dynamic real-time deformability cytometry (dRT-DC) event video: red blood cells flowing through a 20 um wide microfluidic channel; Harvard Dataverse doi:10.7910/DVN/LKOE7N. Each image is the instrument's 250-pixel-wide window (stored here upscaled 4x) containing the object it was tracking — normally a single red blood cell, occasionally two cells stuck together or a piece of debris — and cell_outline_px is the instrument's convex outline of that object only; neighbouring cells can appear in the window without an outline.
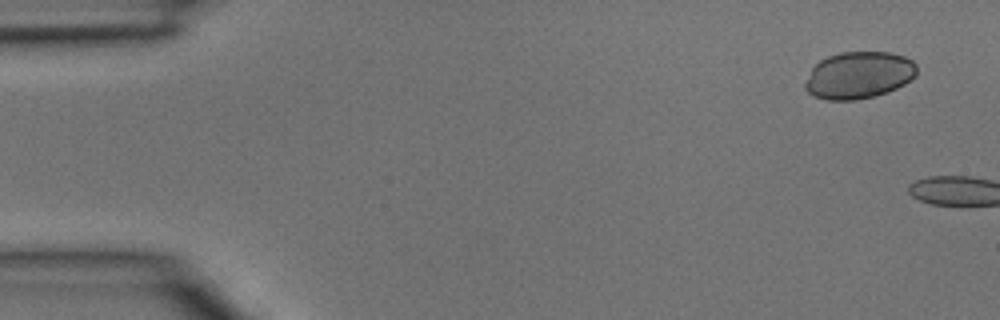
{"species": "common noctule bat (a hibernating species)", "species_latin": "Nyctalus noctula", "temperature_condition": "room temperature", "stored_images_in_passage": 3, "camera_frame_rate_fps": 3000, "um_per_image_px": 0.085, "animal": {"sex": "male", "body_mass_g": 15.6}, "frame": {"image": 1, "passage_image": 1, "time_ms": 0.0, "image_size_px": [1000, 320], "cell_outline_px": [[916, 76], [904, 84], [888, 92], [856, 100], [828, 100], [812, 96], [804, 88], [804, 84], [812, 68], [820, 60], [828, 56], [840, 52], [892, 52], [904, 56], [912, 60], [916, 64]], "centroid_in_image_um": [72.99, 6.39], "position_along_channel_um": 12.0, "area_um2": 30.69}}